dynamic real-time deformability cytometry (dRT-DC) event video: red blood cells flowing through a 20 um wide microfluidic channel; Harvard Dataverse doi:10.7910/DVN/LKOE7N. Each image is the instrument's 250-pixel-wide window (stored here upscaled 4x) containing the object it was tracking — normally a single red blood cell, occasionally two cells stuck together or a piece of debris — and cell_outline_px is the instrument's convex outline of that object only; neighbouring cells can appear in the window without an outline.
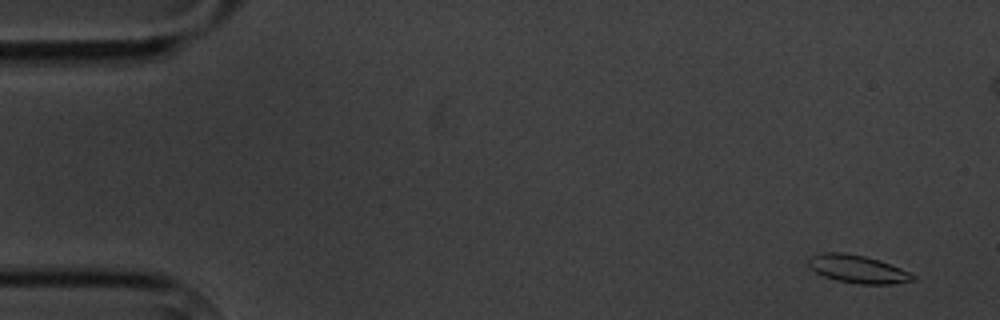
{"species": "common noctule bat (a hibernating species)", "species_latin": "Nyctalus noctula", "temperature_condition": "cold", "stored_images_in_passage": 6, "camera_frame_rate_fps": 3000, "um_per_image_px": 0.085, "animal": {"sex": "male", "body_mass_g": 20.1, "forearm_length_mm": 53.5}, "frame": {"image": 1, "passage_image": 1, "time_ms": 0.0, "image_size_px": [1000, 320], "cell_outline_px": [[916, 280], [892, 284], [860, 284], [836, 280], [824, 276], [816, 272], [808, 264], [808, 256], [824, 252], [844, 252], [864, 256], [880, 260], [900, 268], [916, 276]], "centroid_in_image_um": [72.9, 22.86], "position_along_channel_um": 12.1, "area_um2": 16.99}}